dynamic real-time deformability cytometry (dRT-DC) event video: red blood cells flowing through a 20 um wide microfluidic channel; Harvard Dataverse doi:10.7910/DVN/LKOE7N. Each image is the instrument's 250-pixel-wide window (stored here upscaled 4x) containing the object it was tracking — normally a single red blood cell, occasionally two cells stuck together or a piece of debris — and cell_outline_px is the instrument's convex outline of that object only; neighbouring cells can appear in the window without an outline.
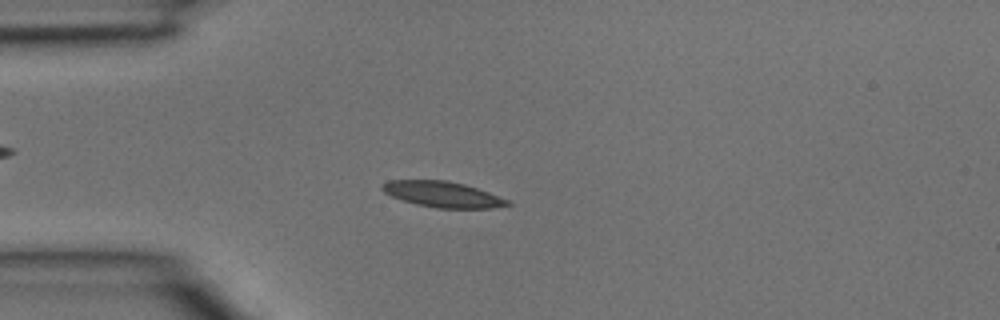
{"species": "common noctule bat (a hibernating species)", "species_latin": "Nyctalus noctula", "temperature_condition": "room temperature", "stored_images_in_passage": 40, "camera_frame_rate_fps": 3000, "um_per_image_px": 0.085, "animal": {"sex": "male", "body_mass_g": 15.6}, "frame": {"image": 1, "passage_image": 10, "time_ms": 3.0, "image_size_px": [1000, 320], "cell_outline_px": [[512, 204], [492, 208], [436, 208], [416, 204], [392, 196], [384, 192], [380, 188], [380, 184], [388, 180], [448, 180], [464, 184], [488, 192], [508, 200]], "centroid_in_image_um": [37.58, 16.51], "position_along_channel_um": 47.4, "area_um2": 18.73}}
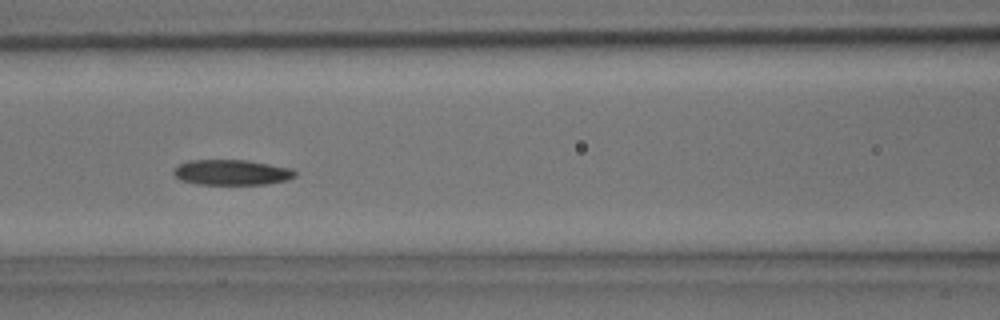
{"frame": {"image": 2, "passage_image": 17, "time_ms": 5.333, "image_size_px": [1000, 320], "cell_outline_px": [[296, 176], [288, 180], [268, 184], [196, 184], [180, 180], [172, 172], [180, 164], [188, 160], [244, 160], [292, 168], [296, 172]], "centroid_in_image_um": [19.71, 14.66], "position_along_channel_um": 146.9, "area_um2": 17.92}}
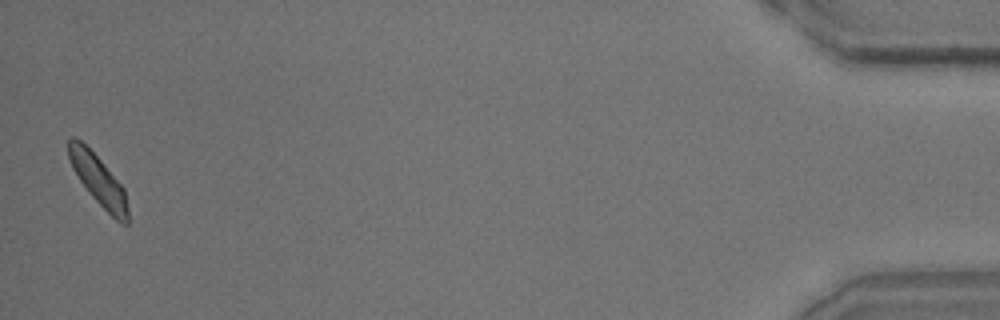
{"frame": {"image": 3, "passage_image": 40, "time_ms": 13.0, "image_size_px": [1000, 320], "cell_outline_px": [[128, 224], [120, 224], [88, 192], [72, 168], [68, 156], [68, 140], [72, 136], [80, 140], [100, 160], [124, 188], [128, 208]], "centroid_in_image_um": [8.36, 15.33], "position_along_channel_um": 426.8, "area_um2": 16.99}}